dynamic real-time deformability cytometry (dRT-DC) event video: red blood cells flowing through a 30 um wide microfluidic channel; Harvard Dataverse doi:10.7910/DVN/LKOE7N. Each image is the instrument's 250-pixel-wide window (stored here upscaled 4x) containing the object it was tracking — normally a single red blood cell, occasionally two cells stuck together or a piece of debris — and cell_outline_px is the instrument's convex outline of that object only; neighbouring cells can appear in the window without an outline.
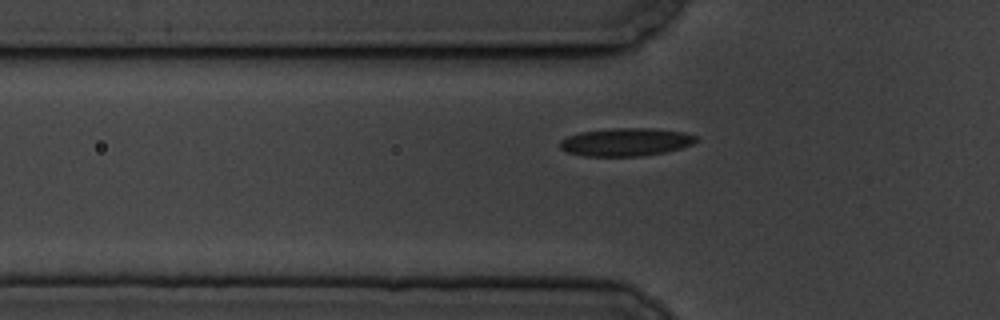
{"species": "common noctule bat (a hibernating species)", "species_latin": "Nyctalus noctula", "temperature_condition": "cold", "stored_images_in_passage": 39, "camera_frame_rate_fps": 3000, "um_per_image_px": 0.085, "animal": {"sex": "male", "body_mass_g": 19.5, "forearm_length_mm": 54.6}, "frame": {"image": 1, "passage_image": 2, "time_ms": 0.333, "image_size_px": [1000, 320], "cell_outline_px": [[696, 140], [692, 144], [680, 148], [664, 152], [640, 156], [584, 156], [568, 152], [560, 148], [560, 140], [568, 136], [580, 132], [612, 128], [652, 128], [684, 132], [696, 136]], "centroid_in_image_um": [53.17, 12.07], "position_along_channel_um": 72.6, "area_um2": 22.08}}
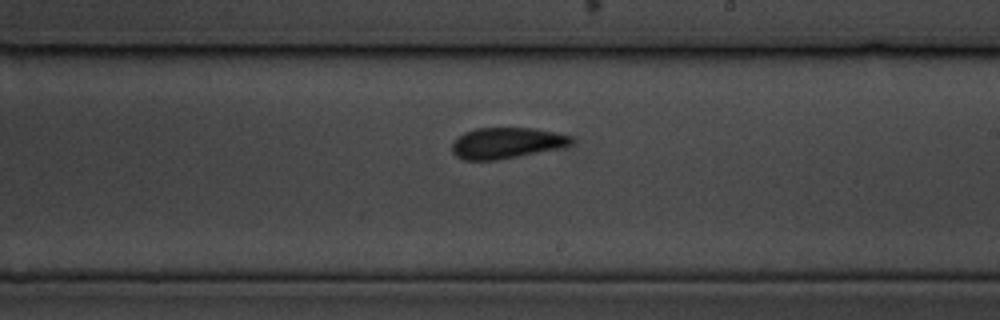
{"frame": {"image": 2, "passage_image": 17, "time_ms": 5.333, "image_size_px": [1000, 320], "cell_outline_px": [[572, 144], [564, 148], [496, 160], [464, 160], [456, 156], [452, 152], [452, 144], [464, 132], [476, 128], [536, 128], [572, 136]], "centroid_in_image_um": [43.09, 12.16], "position_along_channel_um": 245.9, "area_um2": 21.62}}
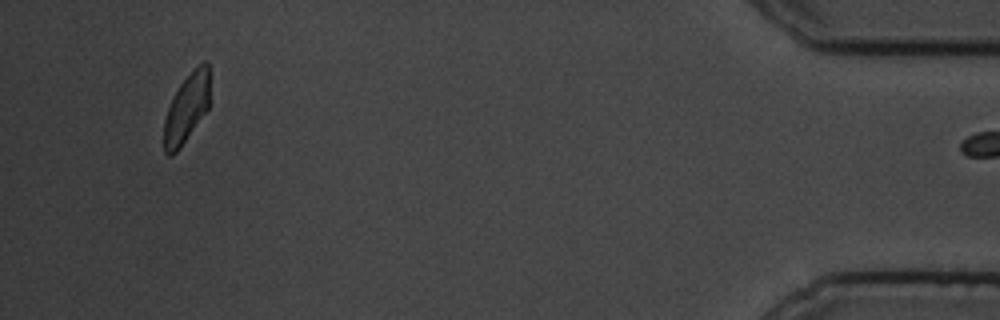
{"frame": {"image": 3, "passage_image": 38, "time_ms": 12.333, "image_size_px": [1000, 320], "cell_outline_px": [[208, 108], [180, 148], [172, 156], [168, 156], [164, 152], [164, 120], [172, 96], [180, 84], [196, 64], [204, 60], [208, 60]], "centroid_in_image_um": [15.84, 9.18], "position_along_channel_um": 419.4, "area_um2": 18.32}}